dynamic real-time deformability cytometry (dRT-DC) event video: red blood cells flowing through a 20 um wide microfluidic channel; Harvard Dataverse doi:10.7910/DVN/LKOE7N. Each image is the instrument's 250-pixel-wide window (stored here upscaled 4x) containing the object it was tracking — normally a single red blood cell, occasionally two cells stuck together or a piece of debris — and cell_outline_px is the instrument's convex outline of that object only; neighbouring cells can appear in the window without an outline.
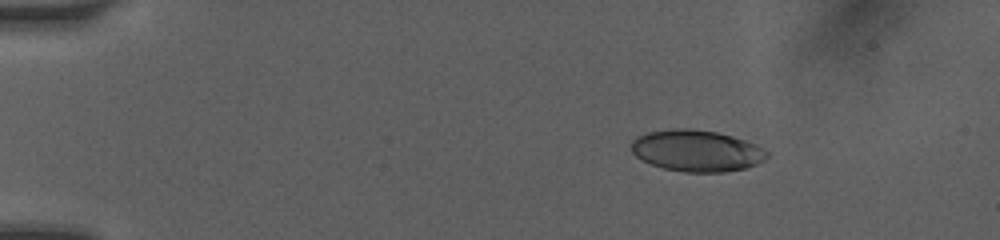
{"species": "human", "species_latin": "Homo sapiens", "temperature_condition": "room temperature", "stored_images_in_passage": 15, "camera_frame_rate_fps": 3000, "um_per_image_px": 0.085, "donor": {"sex": "female"}, "frame": {"image": 1, "passage_image": 1, "time_ms": 0.0, "image_size_px": [1000, 240], "cell_outline_px": [[768, 156], [764, 160], [756, 164], [744, 168], [724, 172], [684, 172], [664, 168], [640, 160], [632, 152], [632, 140], [636, 136], [648, 132], [672, 128], [692, 128], [716, 132], [732, 136], [756, 144], [768, 152]], "centroid_in_image_um": [59.19, 12.8], "position_along_channel_um": 25.8, "area_um2": 32.83}}
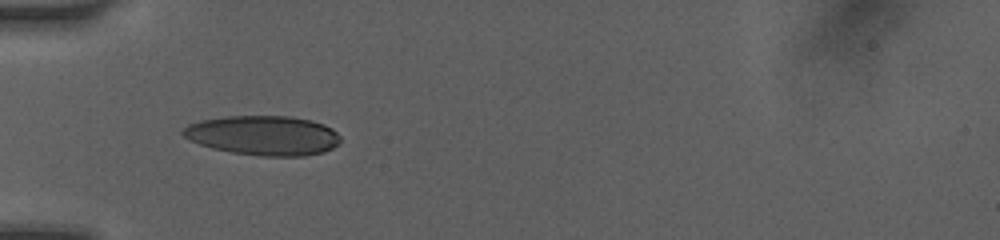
{"frame": {"image": 2, "passage_image": 12, "time_ms": 3.0, "image_size_px": [1000, 240], "cell_outline_px": [[340, 140], [332, 148], [324, 152], [304, 156], [260, 156], [232, 152], [212, 148], [188, 140], [180, 132], [188, 124], [200, 120], [228, 116], [292, 116], [312, 120], [324, 124], [332, 128], [340, 136]], "centroid_in_image_um": [22.38, 11.51], "position_along_channel_um": 62.6, "area_um2": 36.47}}
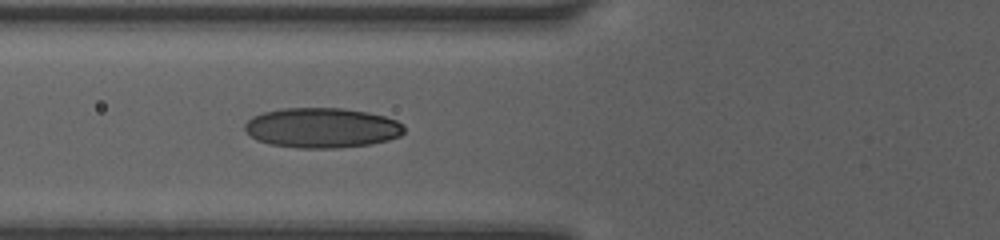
{"frame": {"image": 3, "passage_image": 15, "time_ms": 4.0, "image_size_px": [1000, 240], "cell_outline_px": [[404, 132], [400, 136], [388, 140], [372, 144], [336, 148], [296, 148], [268, 144], [256, 140], [244, 128], [244, 124], [252, 116], [264, 112], [284, 108], [340, 108], [368, 112], [384, 116], [396, 120], [404, 124]], "centroid_in_image_um": [27.37, 10.87], "position_along_channel_um": 98.4, "area_um2": 37.34}}